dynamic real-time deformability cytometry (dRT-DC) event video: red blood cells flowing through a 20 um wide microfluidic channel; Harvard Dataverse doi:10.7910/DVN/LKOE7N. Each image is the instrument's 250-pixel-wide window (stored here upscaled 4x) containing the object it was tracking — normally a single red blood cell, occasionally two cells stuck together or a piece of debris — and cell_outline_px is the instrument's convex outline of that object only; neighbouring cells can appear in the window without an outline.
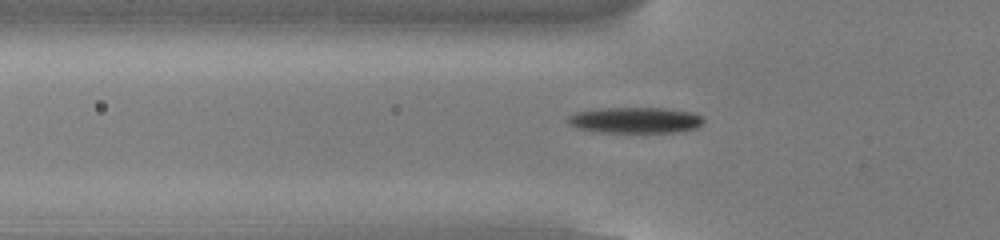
{"species": "common noctule bat (a hibernating species)", "species_latin": "Nyctalus noctula", "temperature_condition": "cold", "stored_images_in_passage": 54, "camera_frame_rate_fps": 3000, "um_per_image_px": 0.085, "animal": {"sex": "male", "body_mass_g": 13.0, "forearm_length_mm": 53.1}, "frame": {"image": 1, "passage_image": 18, "time_ms": 5.667, "image_size_px": [1000, 240], "cell_outline_px": [[704, 120], [696, 128], [676, 132], [596, 132], [576, 128], [568, 124], [568, 116], [576, 112], [600, 108], [664, 108], [692, 112], [700, 116]], "centroid_in_image_um": [53.95, 10.21], "position_along_channel_um": 71.8, "area_um2": 20.46}}
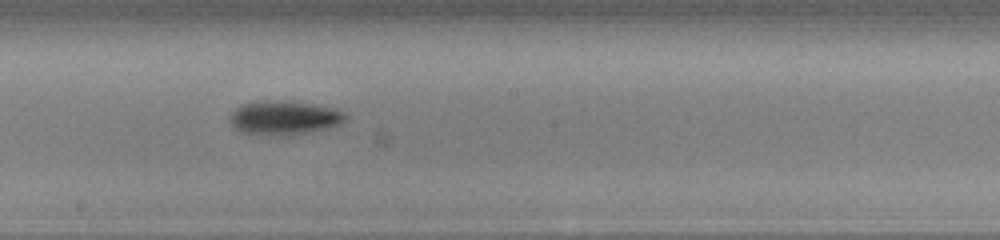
{"frame": {"image": 2, "passage_image": 30, "time_ms": 9.667, "image_size_px": [1000, 240], "cell_outline_px": [[348, 116], [340, 124], [328, 128], [304, 132], [240, 132], [228, 120], [228, 116], [240, 104], [256, 100], [284, 100], [312, 104], [332, 108], [344, 112]], "centroid_in_image_um": [24.13, 9.93], "position_along_channel_um": 224.1, "area_um2": 22.02}}
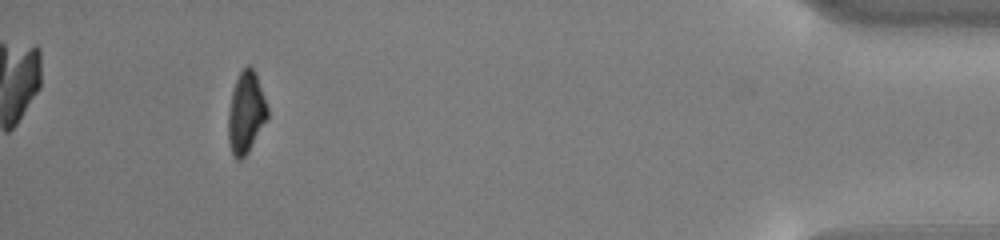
{"frame": {"image": 3, "passage_image": 50, "time_ms": 16.333, "image_size_px": [1000, 240], "cell_outline_px": [[268, 116], [248, 152], [240, 160], [236, 160], [232, 152], [228, 140], [228, 112], [232, 92], [236, 80], [240, 72], [248, 64], [256, 72], [268, 108]], "centroid_in_image_um": [20.9, 9.56], "position_along_channel_um": 414.3, "area_um2": 18.44}, "authors_computed_cell_mechanics": {"area_um2": 19.3341, "velocity_mm_per_s": 3.8167, "shape_relaxation_time_tau1_ms": 1.9798, "shape_relaxation_time_tau2_ms": null, "deformation_change_tau1": 0.1307, "deformation_change_tau2": null}}